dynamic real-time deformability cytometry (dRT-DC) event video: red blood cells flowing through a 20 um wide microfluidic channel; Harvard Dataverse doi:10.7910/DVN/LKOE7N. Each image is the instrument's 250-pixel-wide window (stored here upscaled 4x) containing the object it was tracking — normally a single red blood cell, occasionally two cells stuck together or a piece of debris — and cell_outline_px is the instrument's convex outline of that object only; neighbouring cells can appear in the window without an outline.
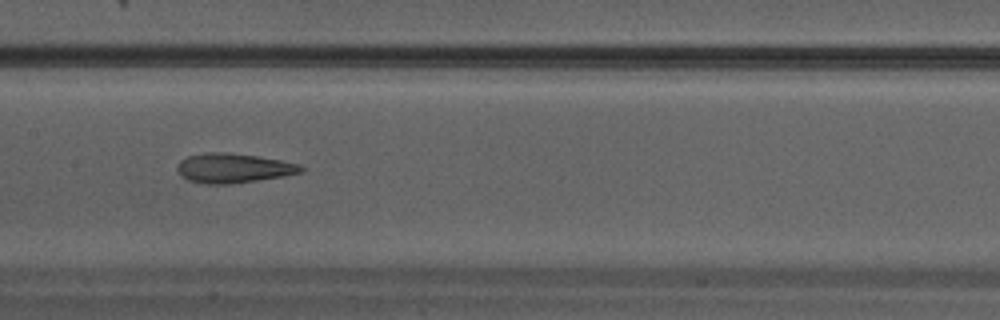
{"species": "Egyptian fruit bat (a non-hibernating species)", "species_latin": "Rousettus aegyptiacus", "temperature_condition": "warm", "stored_images_in_passage": 26, "camera_frame_rate_fps": 3000, "um_per_image_px": 0.085, "animal": {"sex": "male"}, "frame": {"image": 1, "passage_image": 8, "time_ms": 2.333, "image_size_px": [1000, 320], "cell_outline_px": [[304, 172], [284, 176], [228, 184], [204, 184], [188, 180], [176, 168], [180, 160], [188, 156], [208, 152], [224, 152], [256, 156], [280, 160], [300, 164], [304, 168]], "centroid_in_image_um": [19.86, 14.29], "position_along_channel_um": 187.5, "area_um2": 21.1}}
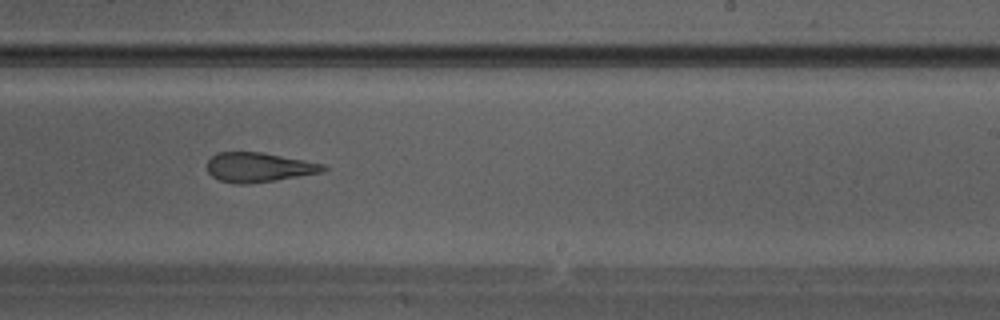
{"frame": {"image": 2, "passage_image": 12, "time_ms": 3.667, "image_size_px": [1000, 320], "cell_outline_px": [[328, 168], [324, 172], [248, 184], [236, 184], [220, 180], [212, 176], [208, 172], [208, 160], [216, 152], [260, 152], [304, 160], [324, 164]], "centroid_in_image_um": [21.99, 14.22], "position_along_channel_um": 267.0, "area_um2": 19.83}}
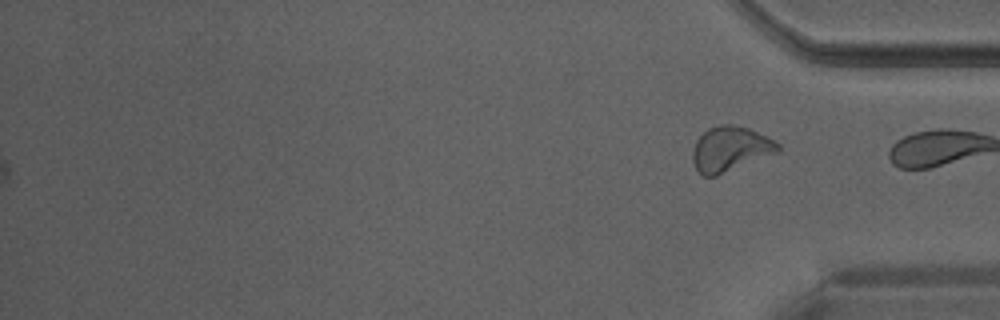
{"frame": {"image": 3, "passage_image": 26, "time_ms": 8.333, "image_size_px": [1000, 320], "cell_outline_px": [[780, 148], [776, 152], [716, 176], [704, 176], [696, 168], [692, 160], [692, 152], [696, 140], [708, 128], [720, 124], [732, 124], [748, 128], [776, 140], [780, 144]], "centroid_in_image_um": [62.05, 12.64], "position_along_channel_um": 373.2, "area_um2": 22.08}}